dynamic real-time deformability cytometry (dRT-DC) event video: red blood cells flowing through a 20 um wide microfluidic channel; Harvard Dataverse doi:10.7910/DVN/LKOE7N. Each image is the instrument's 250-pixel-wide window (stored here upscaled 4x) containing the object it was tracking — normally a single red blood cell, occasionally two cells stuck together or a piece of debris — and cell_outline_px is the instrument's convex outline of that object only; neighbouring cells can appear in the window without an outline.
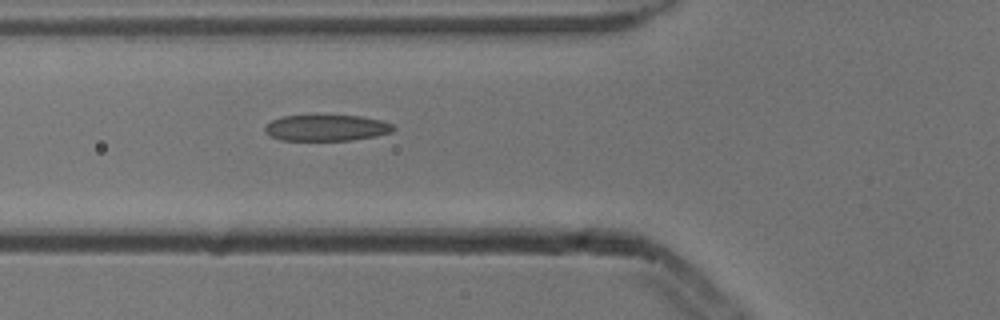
{"species": "common noctule bat (a hibernating species)", "species_latin": "Nyctalus noctula", "temperature_condition": "cold", "stored_images_in_passage": 6, "segment_of_instrument_passage": [1, 2], "camera_frame_rate_fps": 3000, "um_per_image_px": 0.085, "animal": {"sex": "male", "body_mass_g": 13.3}, "frame": {"image": 1, "passage_image": 5, "time_ms": 1.333, "image_size_px": [1000, 320], "cell_outline_px": [[396, 128], [392, 132], [376, 136], [352, 140], [280, 140], [264, 132], [264, 128], [272, 120], [284, 116], [360, 116], [380, 120], [392, 124]], "centroid_in_image_um": [27.77, 10.88], "position_along_channel_um": 98.0, "area_um2": 19.36}}